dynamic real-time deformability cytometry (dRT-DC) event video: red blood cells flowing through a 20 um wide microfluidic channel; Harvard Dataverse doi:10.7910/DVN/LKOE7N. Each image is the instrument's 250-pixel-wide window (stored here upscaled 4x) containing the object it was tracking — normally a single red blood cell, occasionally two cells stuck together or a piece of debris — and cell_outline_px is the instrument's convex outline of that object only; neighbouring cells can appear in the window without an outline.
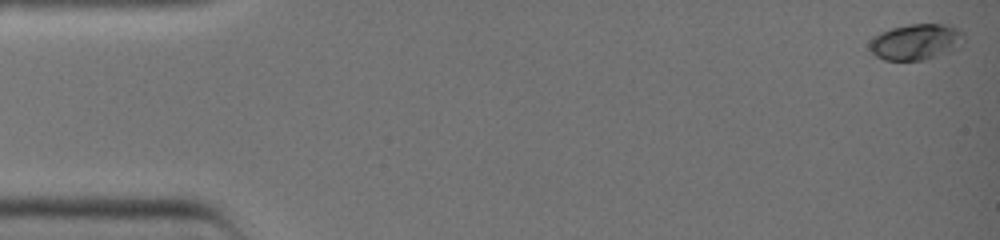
{"species": "common noctule bat (a hibernating species)", "species_latin": "Nyctalus noctula", "temperature_condition": "warm", "stored_images_in_passage": 38, "camera_frame_rate_fps": 3000, "um_per_image_px": 0.085, "animal": {"sex": "female", "body_mass_g": 19.0, "forearm_length_mm": 51.5}, "frame": {"image": 1, "passage_image": 1, "time_ms": 0.0, "image_size_px": [1000, 240], "cell_outline_px": [[964, 44], [948, 52], [920, 60], [884, 60], [876, 56], [868, 48], [868, 44], [872, 36], [880, 32], [892, 28], [908, 24], [944, 24], [956, 28], [964, 32]], "centroid_in_image_um": [77.83, 3.55], "position_along_channel_um": 7.2, "area_um2": 19.88}}
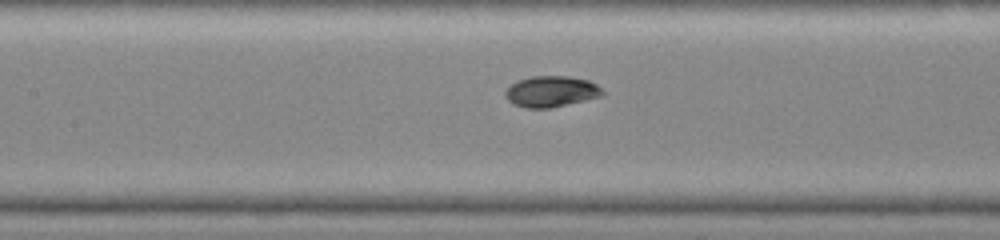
{"frame": {"image": 2, "passage_image": 19, "time_ms": 6.0, "image_size_px": [1000, 240], "cell_outline_px": [[604, 96], [548, 108], [524, 108], [512, 104], [504, 96], [504, 92], [516, 80], [532, 76], [568, 76], [588, 80], [596, 84], [604, 92]], "centroid_in_image_um": [46.83, 7.78], "position_along_channel_um": 160.6, "area_um2": 17.63}}
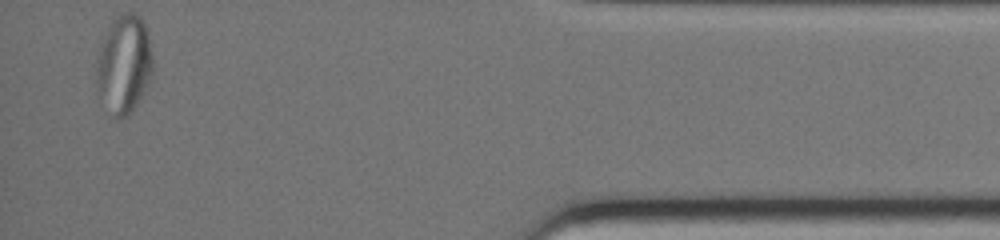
{"frame": {"image": 3, "passage_image": 38, "time_ms": 12.333, "image_size_px": [1000, 240], "cell_outline_px": [[152, 76], [144, 92], [128, 116], [116, 120], [112, 116], [96, 96], [96, 68], [100, 44], [112, 20], [120, 12], [132, 12], [140, 16], [144, 20], [152, 52]], "centroid_in_image_um": [10.51, 5.49], "position_along_channel_um": 424.7, "area_um2": 33.0}}